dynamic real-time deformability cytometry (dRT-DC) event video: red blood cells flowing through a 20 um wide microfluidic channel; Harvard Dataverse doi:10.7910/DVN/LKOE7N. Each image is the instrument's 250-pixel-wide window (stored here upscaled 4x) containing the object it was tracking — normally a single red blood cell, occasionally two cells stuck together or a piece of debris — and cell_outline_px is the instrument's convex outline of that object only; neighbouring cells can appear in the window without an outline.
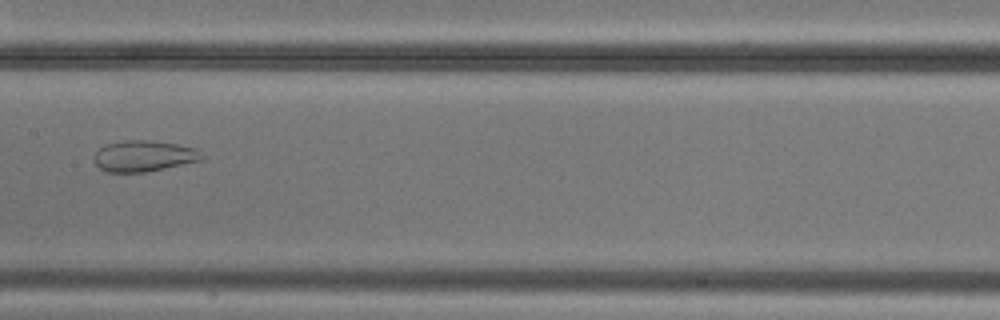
{"species": "common noctule bat (a hibernating species)", "species_latin": "Nyctalus noctula", "temperature_condition": "cold", "stored_images_in_passage": 9, "camera_frame_rate_fps": 3000, "um_per_image_px": 0.085, "animal": {"sex": "male", "body_mass_g": 20.5, "forearm_length_mm": 52.5}, "frame": {"image": 1, "passage_image": 7, "time_ms": 7.0, "image_size_px": [1000, 320], "cell_outline_px": [[204, 160], [148, 172], [108, 172], [100, 168], [96, 164], [92, 156], [104, 144], [128, 140], [148, 140], [176, 144], [196, 148], [204, 156]], "centroid_in_image_um": [12.24, 13.27], "position_along_channel_um": 195.2, "area_um2": 19.65}}
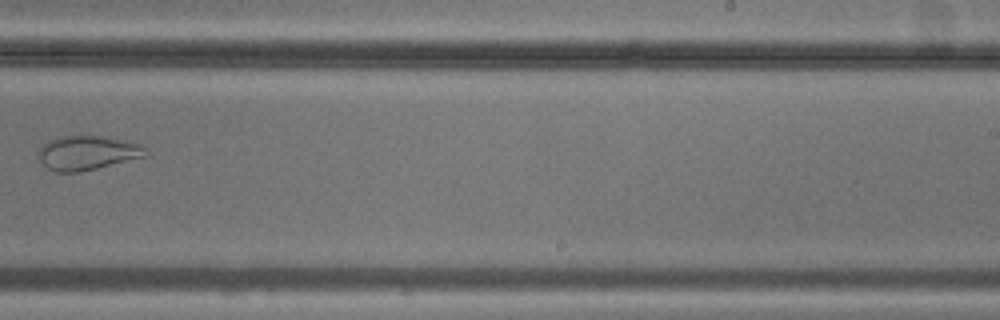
{"frame": {"image": 2, "passage_image": 9, "time_ms": 9.333, "image_size_px": [1000, 320], "cell_outline_px": [[144, 156], [96, 168], [76, 172], [56, 172], [48, 168], [40, 160], [36, 152], [48, 140], [60, 136], [108, 136], [128, 140], [140, 144], [144, 148]], "centroid_in_image_um": [7.38, 12.97], "position_along_channel_um": 281.6, "area_um2": 21.15}}